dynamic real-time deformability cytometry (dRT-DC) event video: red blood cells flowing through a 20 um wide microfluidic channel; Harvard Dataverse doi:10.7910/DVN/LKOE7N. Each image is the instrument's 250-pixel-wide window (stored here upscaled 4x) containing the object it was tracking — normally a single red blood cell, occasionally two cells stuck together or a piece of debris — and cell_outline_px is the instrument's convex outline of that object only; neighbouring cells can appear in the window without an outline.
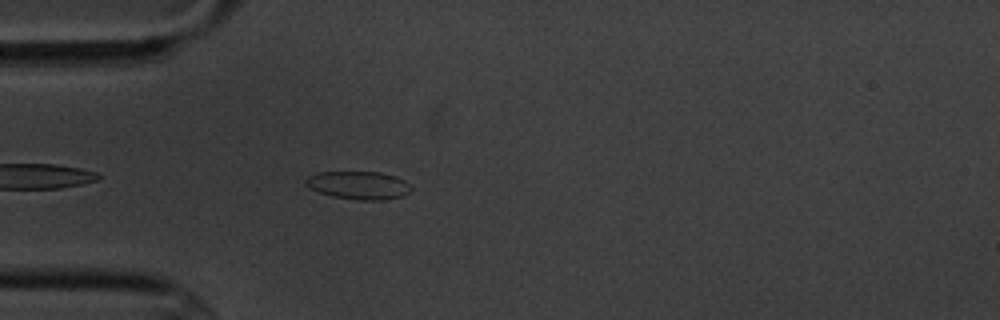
{"species": "common noctule bat (a hibernating species)", "species_latin": "Nyctalus noctula", "temperature_condition": "cold", "stored_images_in_passage": 5, "camera_frame_rate_fps": 3000, "um_per_image_px": 0.085, "animal": {"sex": "male", "body_mass_g": 20.1, "forearm_length_mm": 53.5}, "frame": {"image": 1, "passage_image": 5, "time_ms": 4.333, "image_size_px": [1000, 320], "cell_outline_px": [[412, 188], [408, 192], [400, 196], [384, 200], [360, 200], [332, 196], [308, 188], [304, 184], [304, 180], [308, 176], [320, 172], [380, 172], [396, 176], [404, 180]], "centroid_in_image_um": [30.45, 15.74], "position_along_channel_um": 54.6, "area_um2": 17.17}}